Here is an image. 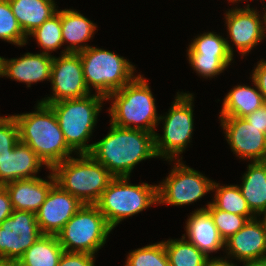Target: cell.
I'll use <instances>...</instances> for the list:
<instances>
[{
	"label": "cell",
	"instance_id": "33",
	"mask_svg": "<svg viewBox=\"0 0 266 266\" xmlns=\"http://www.w3.org/2000/svg\"><path fill=\"white\" fill-rule=\"evenodd\" d=\"M189 65L205 79L217 77L223 73L233 61V57H208V56H188Z\"/></svg>",
	"mask_w": 266,
	"mask_h": 266
},
{
	"label": "cell",
	"instance_id": "42",
	"mask_svg": "<svg viewBox=\"0 0 266 266\" xmlns=\"http://www.w3.org/2000/svg\"><path fill=\"white\" fill-rule=\"evenodd\" d=\"M13 266H27L21 260H13Z\"/></svg>",
	"mask_w": 266,
	"mask_h": 266
},
{
	"label": "cell",
	"instance_id": "39",
	"mask_svg": "<svg viewBox=\"0 0 266 266\" xmlns=\"http://www.w3.org/2000/svg\"><path fill=\"white\" fill-rule=\"evenodd\" d=\"M205 266H238L235 265L234 261L232 262L228 258L224 257H211L207 260Z\"/></svg>",
	"mask_w": 266,
	"mask_h": 266
},
{
	"label": "cell",
	"instance_id": "5",
	"mask_svg": "<svg viewBox=\"0 0 266 266\" xmlns=\"http://www.w3.org/2000/svg\"><path fill=\"white\" fill-rule=\"evenodd\" d=\"M56 184L83 204L95 205L114 176L90 154H77L51 169Z\"/></svg>",
	"mask_w": 266,
	"mask_h": 266
},
{
	"label": "cell",
	"instance_id": "13",
	"mask_svg": "<svg viewBox=\"0 0 266 266\" xmlns=\"http://www.w3.org/2000/svg\"><path fill=\"white\" fill-rule=\"evenodd\" d=\"M41 235L35 213L13 210L0 224V259L19 260Z\"/></svg>",
	"mask_w": 266,
	"mask_h": 266
},
{
	"label": "cell",
	"instance_id": "24",
	"mask_svg": "<svg viewBox=\"0 0 266 266\" xmlns=\"http://www.w3.org/2000/svg\"><path fill=\"white\" fill-rule=\"evenodd\" d=\"M12 12L28 35L57 12L54 0H9Z\"/></svg>",
	"mask_w": 266,
	"mask_h": 266
},
{
	"label": "cell",
	"instance_id": "36",
	"mask_svg": "<svg viewBox=\"0 0 266 266\" xmlns=\"http://www.w3.org/2000/svg\"><path fill=\"white\" fill-rule=\"evenodd\" d=\"M252 71L250 78L256 83L266 103V60H259Z\"/></svg>",
	"mask_w": 266,
	"mask_h": 266
},
{
	"label": "cell",
	"instance_id": "28",
	"mask_svg": "<svg viewBox=\"0 0 266 266\" xmlns=\"http://www.w3.org/2000/svg\"><path fill=\"white\" fill-rule=\"evenodd\" d=\"M61 31V9H58L54 15L32 31L28 39L30 36L35 38L38 46L43 49L42 53L51 55L50 52L64 46Z\"/></svg>",
	"mask_w": 266,
	"mask_h": 266
},
{
	"label": "cell",
	"instance_id": "30",
	"mask_svg": "<svg viewBox=\"0 0 266 266\" xmlns=\"http://www.w3.org/2000/svg\"><path fill=\"white\" fill-rule=\"evenodd\" d=\"M124 266H170L163 241L131 250Z\"/></svg>",
	"mask_w": 266,
	"mask_h": 266
},
{
	"label": "cell",
	"instance_id": "37",
	"mask_svg": "<svg viewBox=\"0 0 266 266\" xmlns=\"http://www.w3.org/2000/svg\"><path fill=\"white\" fill-rule=\"evenodd\" d=\"M244 118L251 125L255 126L256 128L262 129V132L266 134V103Z\"/></svg>",
	"mask_w": 266,
	"mask_h": 266
},
{
	"label": "cell",
	"instance_id": "25",
	"mask_svg": "<svg viewBox=\"0 0 266 266\" xmlns=\"http://www.w3.org/2000/svg\"><path fill=\"white\" fill-rule=\"evenodd\" d=\"M63 252L56 235L42 234L19 260L27 266H58Z\"/></svg>",
	"mask_w": 266,
	"mask_h": 266
},
{
	"label": "cell",
	"instance_id": "21",
	"mask_svg": "<svg viewBox=\"0 0 266 266\" xmlns=\"http://www.w3.org/2000/svg\"><path fill=\"white\" fill-rule=\"evenodd\" d=\"M61 27L63 44L67 43V47L61 51V54L86 50L90 47L86 42L94 37L97 30L96 24L76 9L61 10Z\"/></svg>",
	"mask_w": 266,
	"mask_h": 266
},
{
	"label": "cell",
	"instance_id": "6",
	"mask_svg": "<svg viewBox=\"0 0 266 266\" xmlns=\"http://www.w3.org/2000/svg\"><path fill=\"white\" fill-rule=\"evenodd\" d=\"M130 177H114L95 204L114 229L124 219L158 205L157 185H133Z\"/></svg>",
	"mask_w": 266,
	"mask_h": 266
},
{
	"label": "cell",
	"instance_id": "14",
	"mask_svg": "<svg viewBox=\"0 0 266 266\" xmlns=\"http://www.w3.org/2000/svg\"><path fill=\"white\" fill-rule=\"evenodd\" d=\"M220 125L231 151L239 159L266 161V134L245 118L219 117Z\"/></svg>",
	"mask_w": 266,
	"mask_h": 266
},
{
	"label": "cell",
	"instance_id": "23",
	"mask_svg": "<svg viewBox=\"0 0 266 266\" xmlns=\"http://www.w3.org/2000/svg\"><path fill=\"white\" fill-rule=\"evenodd\" d=\"M252 82L254 87L237 85L225 95L219 117L244 118L265 104L256 83Z\"/></svg>",
	"mask_w": 266,
	"mask_h": 266
},
{
	"label": "cell",
	"instance_id": "12",
	"mask_svg": "<svg viewBox=\"0 0 266 266\" xmlns=\"http://www.w3.org/2000/svg\"><path fill=\"white\" fill-rule=\"evenodd\" d=\"M50 82L52 94L40 102L50 104L62 100L77 99L92 92L86 86L83 65L79 53H65L53 58Z\"/></svg>",
	"mask_w": 266,
	"mask_h": 266
},
{
	"label": "cell",
	"instance_id": "34",
	"mask_svg": "<svg viewBox=\"0 0 266 266\" xmlns=\"http://www.w3.org/2000/svg\"><path fill=\"white\" fill-rule=\"evenodd\" d=\"M20 141L18 123L13 115L0 116V161Z\"/></svg>",
	"mask_w": 266,
	"mask_h": 266
},
{
	"label": "cell",
	"instance_id": "9",
	"mask_svg": "<svg viewBox=\"0 0 266 266\" xmlns=\"http://www.w3.org/2000/svg\"><path fill=\"white\" fill-rule=\"evenodd\" d=\"M112 230L96 205L84 204L56 236L66 252L95 255Z\"/></svg>",
	"mask_w": 266,
	"mask_h": 266
},
{
	"label": "cell",
	"instance_id": "38",
	"mask_svg": "<svg viewBox=\"0 0 266 266\" xmlns=\"http://www.w3.org/2000/svg\"><path fill=\"white\" fill-rule=\"evenodd\" d=\"M8 191L4 186H0V224L13 212Z\"/></svg>",
	"mask_w": 266,
	"mask_h": 266
},
{
	"label": "cell",
	"instance_id": "18",
	"mask_svg": "<svg viewBox=\"0 0 266 266\" xmlns=\"http://www.w3.org/2000/svg\"><path fill=\"white\" fill-rule=\"evenodd\" d=\"M206 208L204 206L192 211L193 213L188 216L186 221V233L182 236L207 257L211 258L210 254L213 252L217 253L221 249L224 250L225 241L221 237L210 212Z\"/></svg>",
	"mask_w": 266,
	"mask_h": 266
},
{
	"label": "cell",
	"instance_id": "10",
	"mask_svg": "<svg viewBox=\"0 0 266 266\" xmlns=\"http://www.w3.org/2000/svg\"><path fill=\"white\" fill-rule=\"evenodd\" d=\"M167 177L157 185L158 205L185 206L212 191L214 181L201 172L175 160Z\"/></svg>",
	"mask_w": 266,
	"mask_h": 266
},
{
	"label": "cell",
	"instance_id": "11",
	"mask_svg": "<svg viewBox=\"0 0 266 266\" xmlns=\"http://www.w3.org/2000/svg\"><path fill=\"white\" fill-rule=\"evenodd\" d=\"M264 8L263 15L259 14L257 8H251L249 4L243 8L233 7L224 13L228 38L231 40L226 38L227 47L233 57L234 50L229 42L233 43L232 46H236L243 57L266 38V7Z\"/></svg>",
	"mask_w": 266,
	"mask_h": 266
},
{
	"label": "cell",
	"instance_id": "17",
	"mask_svg": "<svg viewBox=\"0 0 266 266\" xmlns=\"http://www.w3.org/2000/svg\"><path fill=\"white\" fill-rule=\"evenodd\" d=\"M53 58V55L42 52H27L18 58H3V77L23 82L27 87L39 81H50Z\"/></svg>",
	"mask_w": 266,
	"mask_h": 266
},
{
	"label": "cell",
	"instance_id": "4",
	"mask_svg": "<svg viewBox=\"0 0 266 266\" xmlns=\"http://www.w3.org/2000/svg\"><path fill=\"white\" fill-rule=\"evenodd\" d=\"M104 101H107L106 97L95 93L48 104L53 109L65 142L74 155L91 152L93 143L88 142Z\"/></svg>",
	"mask_w": 266,
	"mask_h": 266
},
{
	"label": "cell",
	"instance_id": "44",
	"mask_svg": "<svg viewBox=\"0 0 266 266\" xmlns=\"http://www.w3.org/2000/svg\"><path fill=\"white\" fill-rule=\"evenodd\" d=\"M262 217L260 220L263 222L266 231V212L262 214Z\"/></svg>",
	"mask_w": 266,
	"mask_h": 266
},
{
	"label": "cell",
	"instance_id": "29",
	"mask_svg": "<svg viewBox=\"0 0 266 266\" xmlns=\"http://www.w3.org/2000/svg\"><path fill=\"white\" fill-rule=\"evenodd\" d=\"M192 40L187 48V56L233 57L228 50L226 38L216 32H204Z\"/></svg>",
	"mask_w": 266,
	"mask_h": 266
},
{
	"label": "cell",
	"instance_id": "1",
	"mask_svg": "<svg viewBox=\"0 0 266 266\" xmlns=\"http://www.w3.org/2000/svg\"><path fill=\"white\" fill-rule=\"evenodd\" d=\"M89 154L114 177H130L141 161L157 158L154 133L120 128L110 123L108 134L93 143Z\"/></svg>",
	"mask_w": 266,
	"mask_h": 266
},
{
	"label": "cell",
	"instance_id": "32",
	"mask_svg": "<svg viewBox=\"0 0 266 266\" xmlns=\"http://www.w3.org/2000/svg\"><path fill=\"white\" fill-rule=\"evenodd\" d=\"M205 206L224 241L239 231L248 221L245 216L217 209L212 202H208Z\"/></svg>",
	"mask_w": 266,
	"mask_h": 266
},
{
	"label": "cell",
	"instance_id": "27",
	"mask_svg": "<svg viewBox=\"0 0 266 266\" xmlns=\"http://www.w3.org/2000/svg\"><path fill=\"white\" fill-rule=\"evenodd\" d=\"M170 266H205L209 257L183 236L163 241Z\"/></svg>",
	"mask_w": 266,
	"mask_h": 266
},
{
	"label": "cell",
	"instance_id": "22",
	"mask_svg": "<svg viewBox=\"0 0 266 266\" xmlns=\"http://www.w3.org/2000/svg\"><path fill=\"white\" fill-rule=\"evenodd\" d=\"M238 185L251 212L259 217L266 212V161L250 162Z\"/></svg>",
	"mask_w": 266,
	"mask_h": 266
},
{
	"label": "cell",
	"instance_id": "8",
	"mask_svg": "<svg viewBox=\"0 0 266 266\" xmlns=\"http://www.w3.org/2000/svg\"><path fill=\"white\" fill-rule=\"evenodd\" d=\"M166 115H160L163 134L155 132V152L158 158L173 162L182 160L180 155L185 152L192 140L194 129L193 93L177 92Z\"/></svg>",
	"mask_w": 266,
	"mask_h": 266
},
{
	"label": "cell",
	"instance_id": "2",
	"mask_svg": "<svg viewBox=\"0 0 266 266\" xmlns=\"http://www.w3.org/2000/svg\"><path fill=\"white\" fill-rule=\"evenodd\" d=\"M20 141L27 144L45 164L46 169L72 157L53 109L40 101L33 112L14 114ZM73 153V154H72Z\"/></svg>",
	"mask_w": 266,
	"mask_h": 266
},
{
	"label": "cell",
	"instance_id": "45",
	"mask_svg": "<svg viewBox=\"0 0 266 266\" xmlns=\"http://www.w3.org/2000/svg\"><path fill=\"white\" fill-rule=\"evenodd\" d=\"M227 1H229V3L232 2L233 4H235V2H236V4H237V0H227Z\"/></svg>",
	"mask_w": 266,
	"mask_h": 266
},
{
	"label": "cell",
	"instance_id": "15",
	"mask_svg": "<svg viewBox=\"0 0 266 266\" xmlns=\"http://www.w3.org/2000/svg\"><path fill=\"white\" fill-rule=\"evenodd\" d=\"M84 204L56 183L38 209L36 221L42 234L57 235Z\"/></svg>",
	"mask_w": 266,
	"mask_h": 266
},
{
	"label": "cell",
	"instance_id": "41",
	"mask_svg": "<svg viewBox=\"0 0 266 266\" xmlns=\"http://www.w3.org/2000/svg\"><path fill=\"white\" fill-rule=\"evenodd\" d=\"M0 266H13V260H1L0 259Z\"/></svg>",
	"mask_w": 266,
	"mask_h": 266
},
{
	"label": "cell",
	"instance_id": "16",
	"mask_svg": "<svg viewBox=\"0 0 266 266\" xmlns=\"http://www.w3.org/2000/svg\"><path fill=\"white\" fill-rule=\"evenodd\" d=\"M226 258L238 262L266 258V231L260 217L248 220L234 235L225 240Z\"/></svg>",
	"mask_w": 266,
	"mask_h": 266
},
{
	"label": "cell",
	"instance_id": "7",
	"mask_svg": "<svg viewBox=\"0 0 266 266\" xmlns=\"http://www.w3.org/2000/svg\"><path fill=\"white\" fill-rule=\"evenodd\" d=\"M83 65L84 80L89 91L108 97L130 83L137 75L135 65L110 50L90 46L78 52Z\"/></svg>",
	"mask_w": 266,
	"mask_h": 266
},
{
	"label": "cell",
	"instance_id": "26",
	"mask_svg": "<svg viewBox=\"0 0 266 266\" xmlns=\"http://www.w3.org/2000/svg\"><path fill=\"white\" fill-rule=\"evenodd\" d=\"M212 191H215L212 204L220 210L245 216L248 220L256 218L248 207L246 199L238 185H221L214 181Z\"/></svg>",
	"mask_w": 266,
	"mask_h": 266
},
{
	"label": "cell",
	"instance_id": "3",
	"mask_svg": "<svg viewBox=\"0 0 266 266\" xmlns=\"http://www.w3.org/2000/svg\"><path fill=\"white\" fill-rule=\"evenodd\" d=\"M108 108L110 123L120 128L139 129L155 134L160 115L155 98L143 75L138 74L130 83L111 93Z\"/></svg>",
	"mask_w": 266,
	"mask_h": 266
},
{
	"label": "cell",
	"instance_id": "19",
	"mask_svg": "<svg viewBox=\"0 0 266 266\" xmlns=\"http://www.w3.org/2000/svg\"><path fill=\"white\" fill-rule=\"evenodd\" d=\"M50 175L46 179L40 177L20 179L4 185L9 193L14 210L30 211L36 213L45 201L50 189L56 183L54 174L49 169Z\"/></svg>",
	"mask_w": 266,
	"mask_h": 266
},
{
	"label": "cell",
	"instance_id": "40",
	"mask_svg": "<svg viewBox=\"0 0 266 266\" xmlns=\"http://www.w3.org/2000/svg\"><path fill=\"white\" fill-rule=\"evenodd\" d=\"M242 266H266V258L242 262Z\"/></svg>",
	"mask_w": 266,
	"mask_h": 266
},
{
	"label": "cell",
	"instance_id": "43",
	"mask_svg": "<svg viewBox=\"0 0 266 266\" xmlns=\"http://www.w3.org/2000/svg\"><path fill=\"white\" fill-rule=\"evenodd\" d=\"M3 58L2 56H0V77L3 78Z\"/></svg>",
	"mask_w": 266,
	"mask_h": 266
},
{
	"label": "cell",
	"instance_id": "20",
	"mask_svg": "<svg viewBox=\"0 0 266 266\" xmlns=\"http://www.w3.org/2000/svg\"><path fill=\"white\" fill-rule=\"evenodd\" d=\"M42 165L45 164L37 154L27 144L19 141L0 161V185L4 186L20 179L36 178Z\"/></svg>",
	"mask_w": 266,
	"mask_h": 266
},
{
	"label": "cell",
	"instance_id": "35",
	"mask_svg": "<svg viewBox=\"0 0 266 266\" xmlns=\"http://www.w3.org/2000/svg\"><path fill=\"white\" fill-rule=\"evenodd\" d=\"M95 255L64 251L58 266H95Z\"/></svg>",
	"mask_w": 266,
	"mask_h": 266
},
{
	"label": "cell",
	"instance_id": "31",
	"mask_svg": "<svg viewBox=\"0 0 266 266\" xmlns=\"http://www.w3.org/2000/svg\"><path fill=\"white\" fill-rule=\"evenodd\" d=\"M27 38L12 12L9 0H0V39L23 47L28 44Z\"/></svg>",
	"mask_w": 266,
	"mask_h": 266
}]
</instances>
